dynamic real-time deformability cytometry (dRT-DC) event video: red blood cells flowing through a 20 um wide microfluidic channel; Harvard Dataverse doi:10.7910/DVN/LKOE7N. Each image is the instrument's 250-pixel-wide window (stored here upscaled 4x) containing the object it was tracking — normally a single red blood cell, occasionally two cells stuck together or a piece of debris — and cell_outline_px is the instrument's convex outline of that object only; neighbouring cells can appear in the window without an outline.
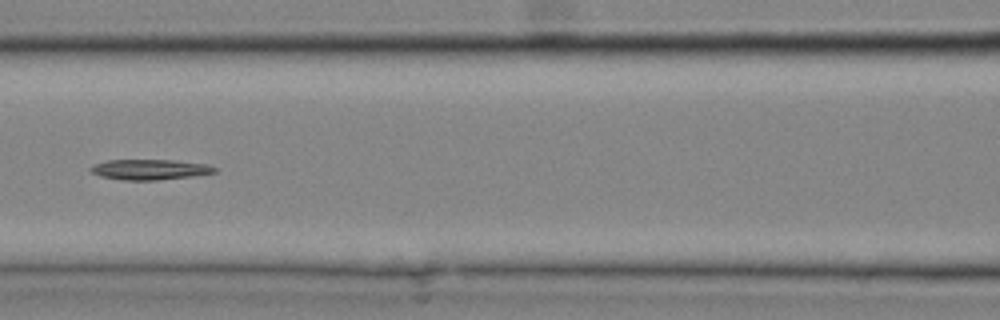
{"species": "common noctule bat (a hibernating species)", "species_latin": "Nyctalus noctula", "temperature_condition": "cold", "stored_images_in_passage": 11, "camera_frame_rate_fps": 3000, "um_per_image_px": 0.085, "animal": {"sex": "male", "body_mass_g": 20.4}, "frame": {"image": 1, "passage_image": 8, "time_ms": 2.333, "image_size_px": [1000, 320], "cell_outline_px": [[216, 172], [192, 176], [156, 180], [124, 180], [100, 176], [92, 172], [88, 168], [92, 164], [108, 160], [176, 160], [208, 164], [216, 168]], "centroid_in_image_um": [12.71, 14.4], "position_along_channel_um": 153.9, "area_um2": 14.74}}
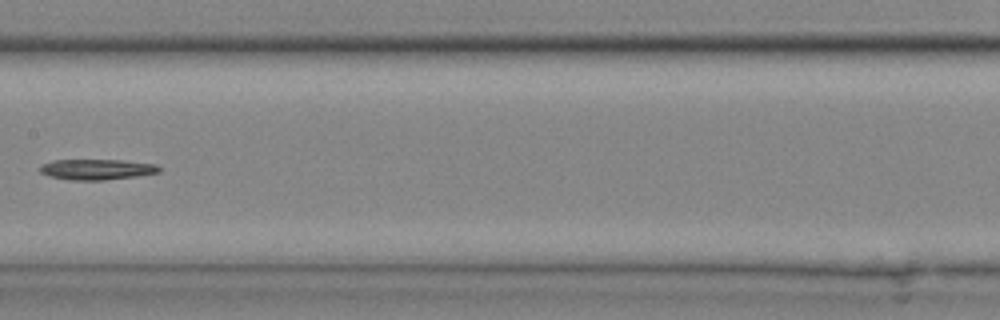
{"frame": {"image": 2, "passage_image": 10, "time_ms": 3.0, "image_size_px": [1000, 320], "cell_outline_px": [[164, 168], [160, 172], [136, 176], [104, 180], [72, 180], [52, 176], [40, 172], [40, 164], [52, 160], [124, 160], [156, 164]], "centroid_in_image_um": [8.28, 14.39], "position_along_channel_um": 199.1, "area_um2": 14.33}}